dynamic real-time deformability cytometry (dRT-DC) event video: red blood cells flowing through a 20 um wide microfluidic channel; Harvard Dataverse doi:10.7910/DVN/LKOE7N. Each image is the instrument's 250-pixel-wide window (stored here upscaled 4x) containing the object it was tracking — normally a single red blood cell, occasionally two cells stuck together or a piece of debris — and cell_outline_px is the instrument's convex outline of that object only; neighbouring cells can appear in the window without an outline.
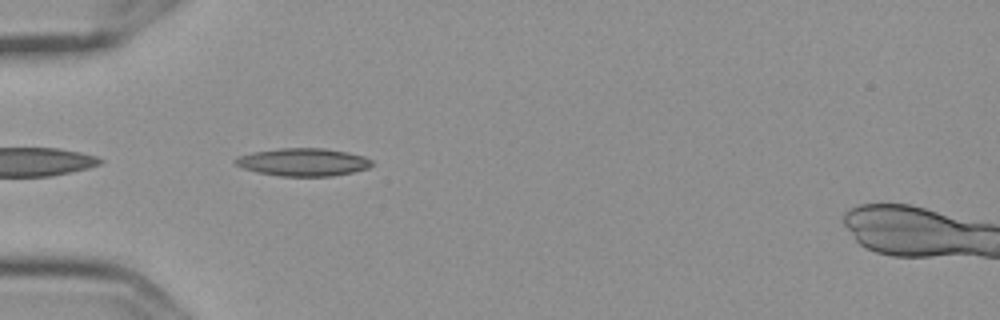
{"species": "Egyptian fruit bat (a non-hibernating species)", "species_latin": "Rousettus aegyptiacus", "temperature_condition": "cold", "stored_images_in_passage": 5, "camera_frame_rate_fps": 3000, "um_per_image_px": 0.085, "frame": {"image": 1, "passage_image": 5, "time_ms": 1.333, "image_size_px": [1000, 320], "cell_outline_px": [[372, 164], [368, 168], [352, 172], [332, 176], [280, 176], [256, 172], [244, 168], [236, 164], [232, 160], [236, 156], [252, 152], [280, 148], [324, 148], [348, 152], [364, 156], [372, 160]], "centroid_in_image_um": [25.74, 13.77], "position_along_channel_um": 59.3, "area_um2": 22.2}}